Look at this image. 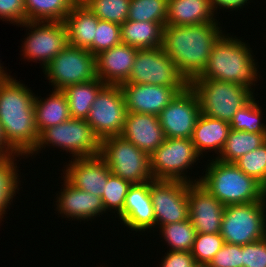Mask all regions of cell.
I'll list each match as a JSON object with an SVG mask.
<instances>
[{"instance_id": "obj_17", "label": "cell", "mask_w": 266, "mask_h": 267, "mask_svg": "<svg viewBox=\"0 0 266 267\" xmlns=\"http://www.w3.org/2000/svg\"><path fill=\"white\" fill-rule=\"evenodd\" d=\"M127 112L159 115L186 87H166L155 84L122 83L119 85Z\"/></svg>"}, {"instance_id": "obj_38", "label": "cell", "mask_w": 266, "mask_h": 267, "mask_svg": "<svg viewBox=\"0 0 266 267\" xmlns=\"http://www.w3.org/2000/svg\"><path fill=\"white\" fill-rule=\"evenodd\" d=\"M224 244L225 241L220 233H197L191 254L196 263L209 264Z\"/></svg>"}, {"instance_id": "obj_3", "label": "cell", "mask_w": 266, "mask_h": 267, "mask_svg": "<svg viewBox=\"0 0 266 267\" xmlns=\"http://www.w3.org/2000/svg\"><path fill=\"white\" fill-rule=\"evenodd\" d=\"M238 38L223 33L212 47L207 67L197 78L241 84L254 92L257 80L262 77L258 62L249 43Z\"/></svg>"}, {"instance_id": "obj_46", "label": "cell", "mask_w": 266, "mask_h": 267, "mask_svg": "<svg viewBox=\"0 0 266 267\" xmlns=\"http://www.w3.org/2000/svg\"><path fill=\"white\" fill-rule=\"evenodd\" d=\"M9 76L10 72L8 73L7 70H4V66H2V64L0 63V80H4Z\"/></svg>"}, {"instance_id": "obj_28", "label": "cell", "mask_w": 266, "mask_h": 267, "mask_svg": "<svg viewBox=\"0 0 266 267\" xmlns=\"http://www.w3.org/2000/svg\"><path fill=\"white\" fill-rule=\"evenodd\" d=\"M98 77L90 82L73 84L65 87L62 92L65 94L70 117L75 119H86L89 115L92 103L99 91L105 86Z\"/></svg>"}, {"instance_id": "obj_27", "label": "cell", "mask_w": 266, "mask_h": 267, "mask_svg": "<svg viewBox=\"0 0 266 267\" xmlns=\"http://www.w3.org/2000/svg\"><path fill=\"white\" fill-rule=\"evenodd\" d=\"M121 41L137 49L158 48L163 44V26L157 22L126 20L120 25Z\"/></svg>"}, {"instance_id": "obj_45", "label": "cell", "mask_w": 266, "mask_h": 267, "mask_svg": "<svg viewBox=\"0 0 266 267\" xmlns=\"http://www.w3.org/2000/svg\"><path fill=\"white\" fill-rule=\"evenodd\" d=\"M0 155L1 156L20 155L6 140L1 123H0Z\"/></svg>"}, {"instance_id": "obj_42", "label": "cell", "mask_w": 266, "mask_h": 267, "mask_svg": "<svg viewBox=\"0 0 266 267\" xmlns=\"http://www.w3.org/2000/svg\"><path fill=\"white\" fill-rule=\"evenodd\" d=\"M0 19L19 26L25 22L24 0H0Z\"/></svg>"}, {"instance_id": "obj_33", "label": "cell", "mask_w": 266, "mask_h": 267, "mask_svg": "<svg viewBox=\"0 0 266 267\" xmlns=\"http://www.w3.org/2000/svg\"><path fill=\"white\" fill-rule=\"evenodd\" d=\"M261 108L259 100L257 101L254 96L245 106L235 113L229 123L231 129L266 134V124L263 119L264 112H262L263 109Z\"/></svg>"}, {"instance_id": "obj_43", "label": "cell", "mask_w": 266, "mask_h": 267, "mask_svg": "<svg viewBox=\"0 0 266 267\" xmlns=\"http://www.w3.org/2000/svg\"><path fill=\"white\" fill-rule=\"evenodd\" d=\"M160 263V267H193L196 264L191 252L170 250H167Z\"/></svg>"}, {"instance_id": "obj_24", "label": "cell", "mask_w": 266, "mask_h": 267, "mask_svg": "<svg viewBox=\"0 0 266 267\" xmlns=\"http://www.w3.org/2000/svg\"><path fill=\"white\" fill-rule=\"evenodd\" d=\"M99 20L100 19L79 0L72 7L64 20L68 32L69 45L87 49L93 54V40Z\"/></svg>"}, {"instance_id": "obj_36", "label": "cell", "mask_w": 266, "mask_h": 267, "mask_svg": "<svg viewBox=\"0 0 266 267\" xmlns=\"http://www.w3.org/2000/svg\"><path fill=\"white\" fill-rule=\"evenodd\" d=\"M131 186L132 184L130 182L125 181L119 176L112 173L108 176L102 196L106 213L111 211L112 214L114 213V215L119 216L123 212L125 197Z\"/></svg>"}, {"instance_id": "obj_20", "label": "cell", "mask_w": 266, "mask_h": 267, "mask_svg": "<svg viewBox=\"0 0 266 267\" xmlns=\"http://www.w3.org/2000/svg\"><path fill=\"white\" fill-rule=\"evenodd\" d=\"M119 217V218H118ZM131 231L142 232L155 228V215L149 193V182L132 184L125 197L123 212L117 216Z\"/></svg>"}, {"instance_id": "obj_18", "label": "cell", "mask_w": 266, "mask_h": 267, "mask_svg": "<svg viewBox=\"0 0 266 267\" xmlns=\"http://www.w3.org/2000/svg\"><path fill=\"white\" fill-rule=\"evenodd\" d=\"M63 168L61 174L75 188L103 196L111 171L100 155L73 158Z\"/></svg>"}, {"instance_id": "obj_34", "label": "cell", "mask_w": 266, "mask_h": 267, "mask_svg": "<svg viewBox=\"0 0 266 267\" xmlns=\"http://www.w3.org/2000/svg\"><path fill=\"white\" fill-rule=\"evenodd\" d=\"M168 0H130L127 20L166 25Z\"/></svg>"}, {"instance_id": "obj_14", "label": "cell", "mask_w": 266, "mask_h": 267, "mask_svg": "<svg viewBox=\"0 0 266 267\" xmlns=\"http://www.w3.org/2000/svg\"><path fill=\"white\" fill-rule=\"evenodd\" d=\"M149 193L155 215V229L189 219L187 182L179 180H151Z\"/></svg>"}, {"instance_id": "obj_11", "label": "cell", "mask_w": 266, "mask_h": 267, "mask_svg": "<svg viewBox=\"0 0 266 267\" xmlns=\"http://www.w3.org/2000/svg\"><path fill=\"white\" fill-rule=\"evenodd\" d=\"M18 27L29 30L21 44L22 58L39 61L42 69L69 44L64 21H26Z\"/></svg>"}, {"instance_id": "obj_15", "label": "cell", "mask_w": 266, "mask_h": 267, "mask_svg": "<svg viewBox=\"0 0 266 267\" xmlns=\"http://www.w3.org/2000/svg\"><path fill=\"white\" fill-rule=\"evenodd\" d=\"M198 98L188 85L159 113V123L166 138L191 139L200 116Z\"/></svg>"}, {"instance_id": "obj_40", "label": "cell", "mask_w": 266, "mask_h": 267, "mask_svg": "<svg viewBox=\"0 0 266 267\" xmlns=\"http://www.w3.org/2000/svg\"><path fill=\"white\" fill-rule=\"evenodd\" d=\"M210 267H243L242 246L225 243L209 262Z\"/></svg>"}, {"instance_id": "obj_12", "label": "cell", "mask_w": 266, "mask_h": 267, "mask_svg": "<svg viewBox=\"0 0 266 267\" xmlns=\"http://www.w3.org/2000/svg\"><path fill=\"white\" fill-rule=\"evenodd\" d=\"M125 83L155 84L166 87H187L189 85L162 46L138 49L132 71Z\"/></svg>"}, {"instance_id": "obj_13", "label": "cell", "mask_w": 266, "mask_h": 267, "mask_svg": "<svg viewBox=\"0 0 266 267\" xmlns=\"http://www.w3.org/2000/svg\"><path fill=\"white\" fill-rule=\"evenodd\" d=\"M126 114V104L120 86L106 84L92 103L86 121L102 140L110 136H120Z\"/></svg>"}, {"instance_id": "obj_47", "label": "cell", "mask_w": 266, "mask_h": 267, "mask_svg": "<svg viewBox=\"0 0 266 267\" xmlns=\"http://www.w3.org/2000/svg\"><path fill=\"white\" fill-rule=\"evenodd\" d=\"M193 267H210L209 264L196 263Z\"/></svg>"}, {"instance_id": "obj_2", "label": "cell", "mask_w": 266, "mask_h": 267, "mask_svg": "<svg viewBox=\"0 0 266 267\" xmlns=\"http://www.w3.org/2000/svg\"><path fill=\"white\" fill-rule=\"evenodd\" d=\"M35 95L25 83L11 75L0 80V123L8 143L26 158L39 139L35 124Z\"/></svg>"}, {"instance_id": "obj_37", "label": "cell", "mask_w": 266, "mask_h": 267, "mask_svg": "<svg viewBox=\"0 0 266 267\" xmlns=\"http://www.w3.org/2000/svg\"><path fill=\"white\" fill-rule=\"evenodd\" d=\"M233 164L266 188V142L257 149L246 153Z\"/></svg>"}, {"instance_id": "obj_8", "label": "cell", "mask_w": 266, "mask_h": 267, "mask_svg": "<svg viewBox=\"0 0 266 267\" xmlns=\"http://www.w3.org/2000/svg\"><path fill=\"white\" fill-rule=\"evenodd\" d=\"M195 149L191 139L166 138L165 141L149 155L150 170L153 180H179L197 183L198 178H191L187 169L202 157Z\"/></svg>"}, {"instance_id": "obj_25", "label": "cell", "mask_w": 266, "mask_h": 267, "mask_svg": "<svg viewBox=\"0 0 266 267\" xmlns=\"http://www.w3.org/2000/svg\"><path fill=\"white\" fill-rule=\"evenodd\" d=\"M216 14V15H215ZM211 0H168L166 25L188 26L219 22Z\"/></svg>"}, {"instance_id": "obj_6", "label": "cell", "mask_w": 266, "mask_h": 267, "mask_svg": "<svg viewBox=\"0 0 266 267\" xmlns=\"http://www.w3.org/2000/svg\"><path fill=\"white\" fill-rule=\"evenodd\" d=\"M47 145V146H46ZM59 148L70 153V157L82 158L100 155L101 139L95 134L86 119L70 118L56 126H50L39 134L34 150L28 157L38 154L44 148ZM69 152V153H68Z\"/></svg>"}, {"instance_id": "obj_9", "label": "cell", "mask_w": 266, "mask_h": 267, "mask_svg": "<svg viewBox=\"0 0 266 267\" xmlns=\"http://www.w3.org/2000/svg\"><path fill=\"white\" fill-rule=\"evenodd\" d=\"M225 243L244 246L266 237V200L225 206L221 224Z\"/></svg>"}, {"instance_id": "obj_10", "label": "cell", "mask_w": 266, "mask_h": 267, "mask_svg": "<svg viewBox=\"0 0 266 267\" xmlns=\"http://www.w3.org/2000/svg\"><path fill=\"white\" fill-rule=\"evenodd\" d=\"M53 90H63L73 84L97 78L96 56L87 49L67 45L43 69Z\"/></svg>"}, {"instance_id": "obj_22", "label": "cell", "mask_w": 266, "mask_h": 267, "mask_svg": "<svg viewBox=\"0 0 266 267\" xmlns=\"http://www.w3.org/2000/svg\"><path fill=\"white\" fill-rule=\"evenodd\" d=\"M137 48L120 43L96 55V74L105 84L125 83L132 71Z\"/></svg>"}, {"instance_id": "obj_29", "label": "cell", "mask_w": 266, "mask_h": 267, "mask_svg": "<svg viewBox=\"0 0 266 267\" xmlns=\"http://www.w3.org/2000/svg\"><path fill=\"white\" fill-rule=\"evenodd\" d=\"M20 156L25 158L22 155L2 156L0 158V222L4 221V215L13 203V198L18 193L19 188H23L19 187L22 181L19 180L21 176L18 173L19 167L16 162L18 157L21 160Z\"/></svg>"}, {"instance_id": "obj_39", "label": "cell", "mask_w": 266, "mask_h": 267, "mask_svg": "<svg viewBox=\"0 0 266 267\" xmlns=\"http://www.w3.org/2000/svg\"><path fill=\"white\" fill-rule=\"evenodd\" d=\"M122 43L120 24L99 20L93 40V55Z\"/></svg>"}, {"instance_id": "obj_31", "label": "cell", "mask_w": 266, "mask_h": 267, "mask_svg": "<svg viewBox=\"0 0 266 267\" xmlns=\"http://www.w3.org/2000/svg\"><path fill=\"white\" fill-rule=\"evenodd\" d=\"M79 0H24L26 21H64Z\"/></svg>"}, {"instance_id": "obj_26", "label": "cell", "mask_w": 266, "mask_h": 267, "mask_svg": "<svg viewBox=\"0 0 266 267\" xmlns=\"http://www.w3.org/2000/svg\"><path fill=\"white\" fill-rule=\"evenodd\" d=\"M35 95L34 112L35 124L39 134L50 126H56L69 120L68 101L62 90H53L48 97L40 98Z\"/></svg>"}, {"instance_id": "obj_41", "label": "cell", "mask_w": 266, "mask_h": 267, "mask_svg": "<svg viewBox=\"0 0 266 267\" xmlns=\"http://www.w3.org/2000/svg\"><path fill=\"white\" fill-rule=\"evenodd\" d=\"M243 267H266V237L242 246Z\"/></svg>"}, {"instance_id": "obj_16", "label": "cell", "mask_w": 266, "mask_h": 267, "mask_svg": "<svg viewBox=\"0 0 266 267\" xmlns=\"http://www.w3.org/2000/svg\"><path fill=\"white\" fill-rule=\"evenodd\" d=\"M189 219L197 233H220L225 206L199 182L187 183Z\"/></svg>"}, {"instance_id": "obj_30", "label": "cell", "mask_w": 266, "mask_h": 267, "mask_svg": "<svg viewBox=\"0 0 266 267\" xmlns=\"http://www.w3.org/2000/svg\"><path fill=\"white\" fill-rule=\"evenodd\" d=\"M266 142V134L230 130L225 145L216 157L224 163H234L246 153H249Z\"/></svg>"}, {"instance_id": "obj_21", "label": "cell", "mask_w": 266, "mask_h": 267, "mask_svg": "<svg viewBox=\"0 0 266 267\" xmlns=\"http://www.w3.org/2000/svg\"><path fill=\"white\" fill-rule=\"evenodd\" d=\"M120 136L149 155L166 139L157 115L133 112H127Z\"/></svg>"}, {"instance_id": "obj_19", "label": "cell", "mask_w": 266, "mask_h": 267, "mask_svg": "<svg viewBox=\"0 0 266 267\" xmlns=\"http://www.w3.org/2000/svg\"><path fill=\"white\" fill-rule=\"evenodd\" d=\"M61 192L56 194L55 211L62 218L77 219L78 221H92L94 218L104 215L105 209L102 197L90 194L84 190L75 188L62 177ZM59 193V194H58ZM57 206V207H56ZM99 215V216H98Z\"/></svg>"}, {"instance_id": "obj_7", "label": "cell", "mask_w": 266, "mask_h": 267, "mask_svg": "<svg viewBox=\"0 0 266 267\" xmlns=\"http://www.w3.org/2000/svg\"><path fill=\"white\" fill-rule=\"evenodd\" d=\"M100 156L112 174L131 184H142L153 180L149 154L121 136L102 139Z\"/></svg>"}, {"instance_id": "obj_35", "label": "cell", "mask_w": 266, "mask_h": 267, "mask_svg": "<svg viewBox=\"0 0 266 267\" xmlns=\"http://www.w3.org/2000/svg\"><path fill=\"white\" fill-rule=\"evenodd\" d=\"M100 20L123 24L129 15L130 0H81Z\"/></svg>"}, {"instance_id": "obj_4", "label": "cell", "mask_w": 266, "mask_h": 267, "mask_svg": "<svg viewBox=\"0 0 266 267\" xmlns=\"http://www.w3.org/2000/svg\"><path fill=\"white\" fill-rule=\"evenodd\" d=\"M207 161L205 174L198 176L199 183L224 206L266 200V188L235 164L221 162L215 157Z\"/></svg>"}, {"instance_id": "obj_5", "label": "cell", "mask_w": 266, "mask_h": 267, "mask_svg": "<svg viewBox=\"0 0 266 267\" xmlns=\"http://www.w3.org/2000/svg\"><path fill=\"white\" fill-rule=\"evenodd\" d=\"M189 86L198 98L201 114L228 123L255 96L244 85L215 79L195 78Z\"/></svg>"}, {"instance_id": "obj_32", "label": "cell", "mask_w": 266, "mask_h": 267, "mask_svg": "<svg viewBox=\"0 0 266 267\" xmlns=\"http://www.w3.org/2000/svg\"><path fill=\"white\" fill-rule=\"evenodd\" d=\"M159 236L168 245L170 251H189L191 252L197 232L190 219L185 221L166 224L159 227ZM161 232V233H160Z\"/></svg>"}, {"instance_id": "obj_1", "label": "cell", "mask_w": 266, "mask_h": 267, "mask_svg": "<svg viewBox=\"0 0 266 267\" xmlns=\"http://www.w3.org/2000/svg\"><path fill=\"white\" fill-rule=\"evenodd\" d=\"M220 22L163 28V50L189 83L207 67L212 47L225 32Z\"/></svg>"}, {"instance_id": "obj_23", "label": "cell", "mask_w": 266, "mask_h": 267, "mask_svg": "<svg viewBox=\"0 0 266 267\" xmlns=\"http://www.w3.org/2000/svg\"><path fill=\"white\" fill-rule=\"evenodd\" d=\"M230 130L231 126L228 122L200 114L193 130L191 142L200 157H204L203 153L207 154L212 151L217 154L215 157H218Z\"/></svg>"}, {"instance_id": "obj_44", "label": "cell", "mask_w": 266, "mask_h": 267, "mask_svg": "<svg viewBox=\"0 0 266 267\" xmlns=\"http://www.w3.org/2000/svg\"><path fill=\"white\" fill-rule=\"evenodd\" d=\"M212 6L215 10L216 13H218V9L220 11V9L225 10V12L227 9L230 11H234V10H243V7L246 8L245 5L249 4L250 1L249 0H211Z\"/></svg>"}]
</instances>
